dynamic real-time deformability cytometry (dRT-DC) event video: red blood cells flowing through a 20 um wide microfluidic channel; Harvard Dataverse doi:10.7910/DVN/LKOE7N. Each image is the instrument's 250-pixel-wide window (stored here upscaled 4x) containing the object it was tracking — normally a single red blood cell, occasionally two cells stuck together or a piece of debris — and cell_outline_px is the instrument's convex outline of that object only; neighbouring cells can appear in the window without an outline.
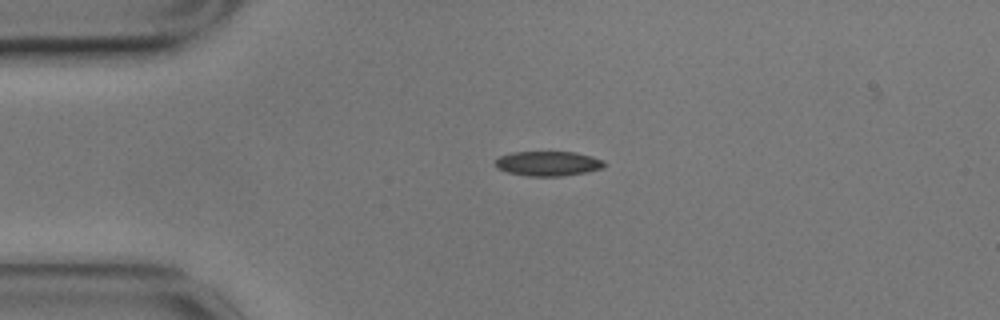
{"species": "common noctule bat (a hibernating species)", "species_latin": "Nyctalus noctula", "temperature_condition": "cold", "stored_images_in_passage": 45, "camera_frame_rate_fps": 3000, "um_per_image_px": 0.085, "animal": {"sex": "male", "body_mass_g": 17.9}, "frame": {"image": 1, "passage_image": 1, "time_ms": 0.0, "image_size_px": [1000, 320], "cell_outline_px": [[608, 164], [604, 168], [588, 172], [564, 176], [528, 176], [508, 172], [496, 168], [496, 160], [500, 156], [512, 152], [576, 152], [592, 156], [604, 160]], "centroid_in_image_um": [46.66, 13.9], "position_along_channel_um": 38.3, "area_um2": 15.9}}
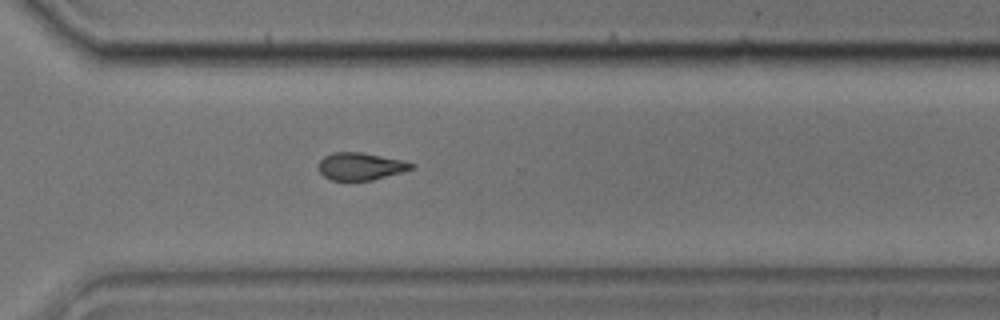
{"frame": {"image": 2, "passage_image": 29, "time_ms": 9.333, "image_size_px": [1000, 320], "cell_outline_px": [[416, 168], [404, 172], [372, 180], [332, 180], [324, 176], [320, 172], [320, 160], [324, 156], [332, 152], [360, 152], [404, 160], [416, 164]], "centroid_in_image_um": [30.72, 14.13], "position_along_channel_um": 339.9, "area_um2": 14.91}}
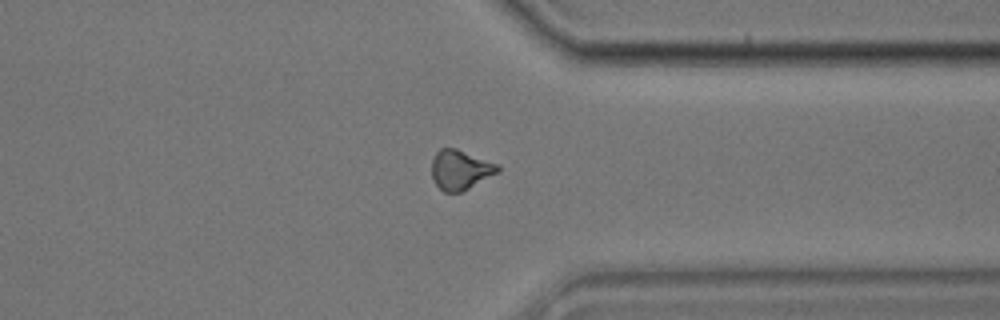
{"frame": {"image": 3, "passage_image": 32, "time_ms": 10.333, "image_size_px": [1000, 320], "cell_outline_px": [[500, 172], [460, 192], [444, 192], [432, 180], [432, 160], [436, 152], [440, 148], [456, 148], [500, 164]], "centroid_in_image_um": [39.14, 14.42], "position_along_channel_um": 372.3, "area_um2": 15.37}, "authors_computed_cell_mechanics": {"area_um2": 15.606, "velocity_mm_per_s": 3.5095, "shape_relaxation_time_tau1_ms": 5.5711, "shape_relaxation_time_tau2_ms": 8.6661, "deformation_change_tau1": 0.1187, "deformation_change_tau2": 0.1667}}